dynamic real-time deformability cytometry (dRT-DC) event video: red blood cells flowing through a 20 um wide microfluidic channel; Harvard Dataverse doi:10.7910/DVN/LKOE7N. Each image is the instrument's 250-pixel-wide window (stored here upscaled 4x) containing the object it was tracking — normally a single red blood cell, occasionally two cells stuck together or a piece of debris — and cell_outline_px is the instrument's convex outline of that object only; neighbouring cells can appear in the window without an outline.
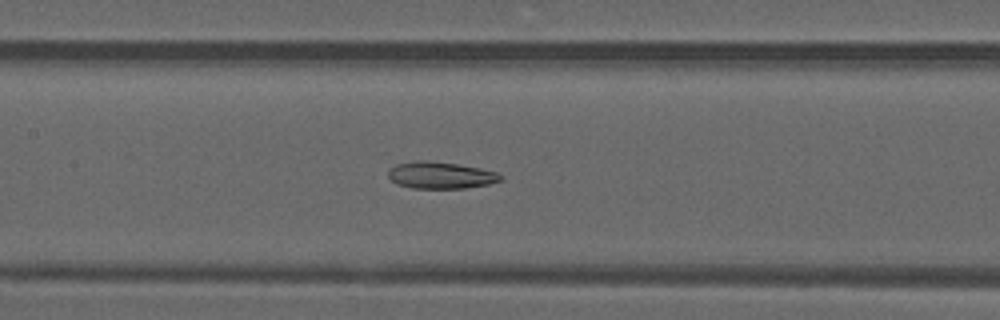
{"species": "common noctule bat (a hibernating species)", "species_latin": "Nyctalus noctula", "temperature_condition": "warm", "stored_images_in_passage": 46, "camera_frame_rate_fps": 3000, "um_per_image_px": 0.085, "animal": {"sex": "male", "forearm_length_mm": 52.5}, "frame": {"image": 1, "passage_image": 20, "time_ms": 6.333, "image_size_px": [1000, 320], "cell_outline_px": [[504, 180], [488, 184], [464, 188], [412, 188], [396, 184], [388, 176], [388, 168], [396, 164], [416, 160], [428, 160], [456, 164], [480, 168], [496, 172], [504, 176]], "centroid_in_image_um": [37.44, 14.89], "position_along_channel_um": 170.0, "area_um2": 17.69}}
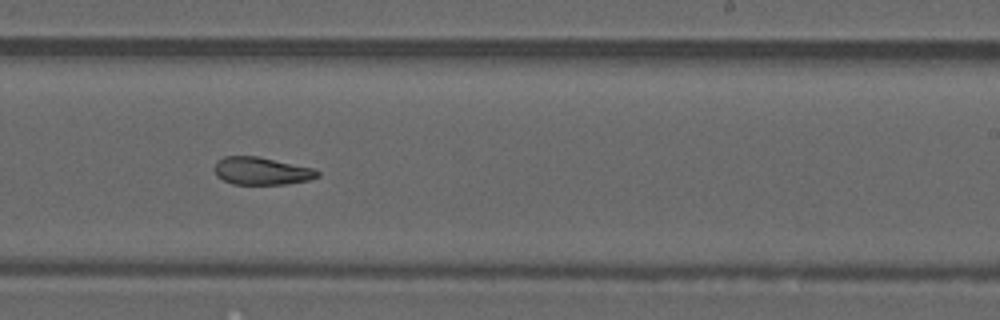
{"frame": {"image": 2, "passage_image": 27, "time_ms": 8.667, "image_size_px": [1000, 320], "cell_outline_px": [[320, 176], [308, 180], [284, 184], [232, 184], [216, 176], [212, 168], [216, 160], [224, 156], [256, 156], [316, 168], [320, 172]], "centroid_in_image_um": [22.21, 14.52], "position_along_channel_um": 266.8, "area_um2": 16.82}}
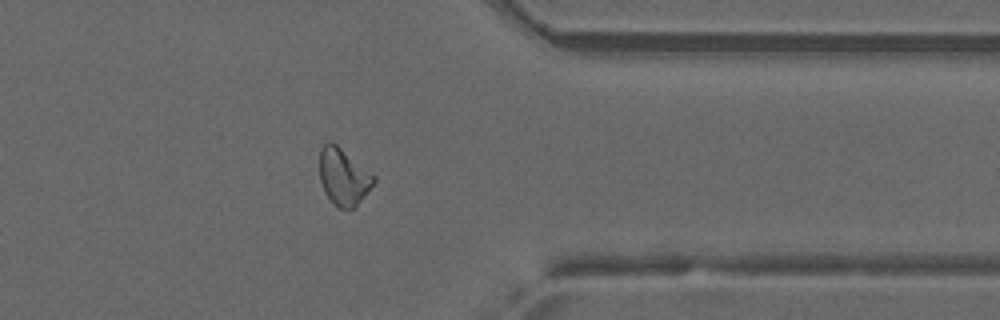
{"frame": {"image": 3, "passage_image": 36, "time_ms": 11.667, "image_size_px": [1000, 320], "cell_outline_px": [[376, 180], [360, 200], [352, 208], [340, 208], [324, 192], [320, 180], [320, 148], [328, 140], [332, 140], [376, 176]], "centroid_in_image_um": [29.18, 14.96], "position_along_channel_um": 382.2, "area_um2": 17.69}, "authors_computed_cell_mechanics": {"area_um2": 18.5538, "velocity_mm_per_s": 4.1767, "shape_relaxation_time_tau1_ms": null, "shape_relaxation_time_tau2_ms": 2.7045, "deformation_change_tau1": null, "deformation_change_tau2": 0.097}}